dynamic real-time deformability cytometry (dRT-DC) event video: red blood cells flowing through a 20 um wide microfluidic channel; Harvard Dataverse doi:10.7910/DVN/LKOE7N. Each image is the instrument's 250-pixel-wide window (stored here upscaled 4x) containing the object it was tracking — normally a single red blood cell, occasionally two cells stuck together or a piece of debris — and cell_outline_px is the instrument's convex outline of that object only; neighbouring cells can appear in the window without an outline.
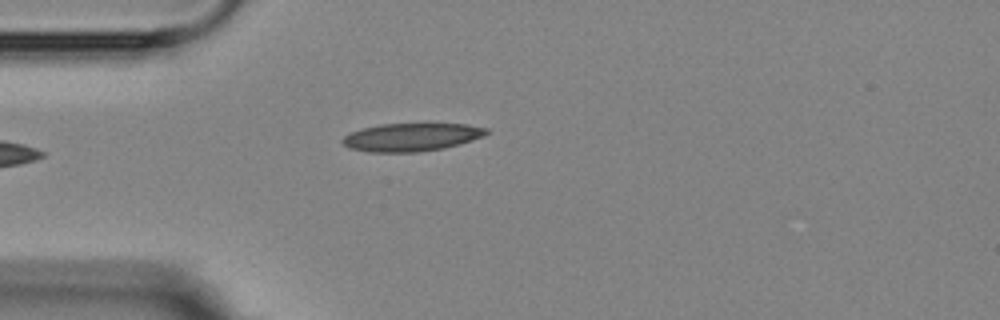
{"species": "Egyptian fruit bat (a non-hibernating species)", "species_latin": "Rousettus aegyptiacus", "temperature_condition": "room temperature", "stored_images_in_passage": 2, "camera_frame_rate_fps": 3000, "um_per_image_px": 0.085, "animal": {"sex": "female"}, "frame": {"image": 1, "passage_image": 2, "time_ms": 1.0, "image_size_px": [1000, 320], "cell_outline_px": [[488, 132], [484, 136], [460, 144], [444, 148], [416, 152], [368, 152], [348, 148], [340, 140], [344, 136], [352, 132], [364, 128], [380, 124], [468, 124], [488, 128]], "centroid_in_image_um": [34.98, 11.66], "position_along_channel_um": 50.0, "area_um2": 23.47}}